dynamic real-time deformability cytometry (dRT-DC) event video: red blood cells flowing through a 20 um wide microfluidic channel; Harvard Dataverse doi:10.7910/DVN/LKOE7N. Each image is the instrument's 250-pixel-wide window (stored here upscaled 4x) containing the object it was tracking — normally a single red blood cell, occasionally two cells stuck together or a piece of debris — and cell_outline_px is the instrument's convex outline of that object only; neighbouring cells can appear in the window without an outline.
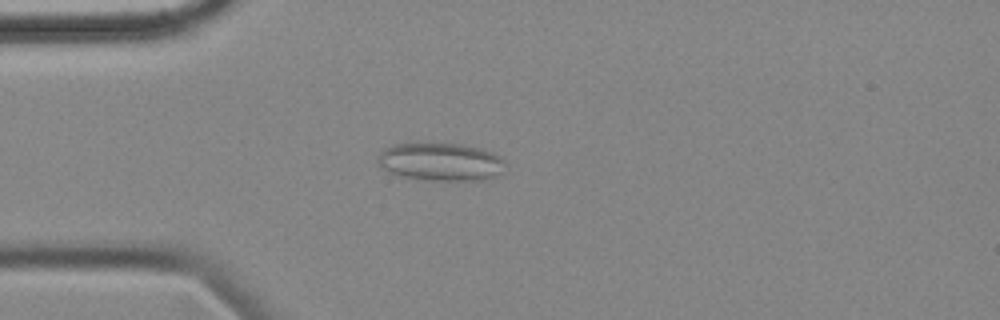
{"species": "common noctule bat (a hibernating species)", "species_latin": "Nyctalus noctula", "temperature_condition": "cold", "stored_images_in_passage": 55, "camera_frame_rate_fps": 3000, "um_per_image_px": 0.085, "animal": {"sex": "female", "body_mass_g": 18.4}, "frame": {"image": 1, "passage_image": 14, "time_ms": 4.333, "image_size_px": [1000, 320], "cell_outline_px": [[504, 160], [500, 172], [496, 176], [480, 180], [424, 180], [400, 176], [388, 172], [380, 164], [380, 152], [384, 148], [392, 144], [460, 144], [480, 148], [492, 152], [500, 156]], "centroid_in_image_um": [37.45, 13.76], "position_along_channel_um": 47.5, "area_um2": 27.8}}
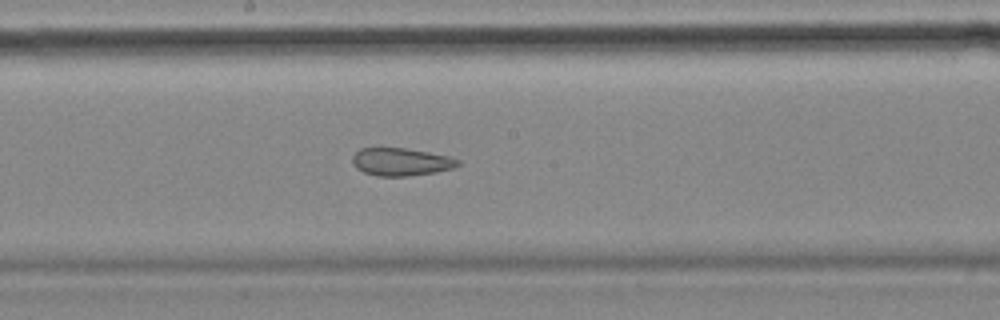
{"frame": {"image": 2, "passage_image": 29, "time_ms": 9.333, "image_size_px": [1000, 320], "cell_outline_px": [[460, 164], [452, 168], [436, 172], [408, 176], [376, 176], [364, 172], [356, 168], [352, 164], [352, 156], [360, 148], [404, 148], [452, 156], [460, 160]], "centroid_in_image_um": [34.09, 13.76], "position_along_channel_um": 214.1, "area_um2": 17.17}}
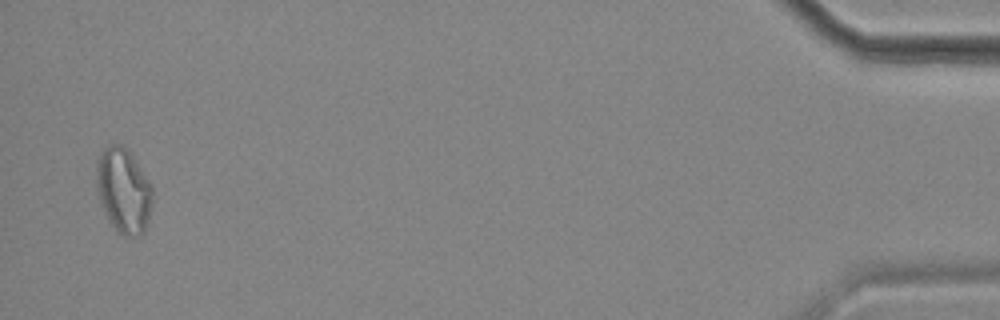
{"frame": {"image": 3, "passage_image": 54, "time_ms": 17.667, "image_size_px": [1000, 320], "cell_outline_px": [[152, 204], [148, 220], [144, 232], [140, 236], [124, 236], [108, 220], [100, 204], [96, 188], [96, 160], [100, 152], [108, 144], [120, 144], [132, 152], [152, 184]], "centroid_in_image_um": [10.5, 16.15], "position_along_channel_um": 424.7, "area_um2": 28.32}, "authors_computed_cell_mechanics": {"area_um2": 22.5998, "velocity_mm_per_s": 3.5658, "shape_relaxation_time_tau1_ms": null, "shape_relaxation_time_tau2_ms": 2.758, "deformation_change_tau1": null, "deformation_change_tau2": 0.1154}}